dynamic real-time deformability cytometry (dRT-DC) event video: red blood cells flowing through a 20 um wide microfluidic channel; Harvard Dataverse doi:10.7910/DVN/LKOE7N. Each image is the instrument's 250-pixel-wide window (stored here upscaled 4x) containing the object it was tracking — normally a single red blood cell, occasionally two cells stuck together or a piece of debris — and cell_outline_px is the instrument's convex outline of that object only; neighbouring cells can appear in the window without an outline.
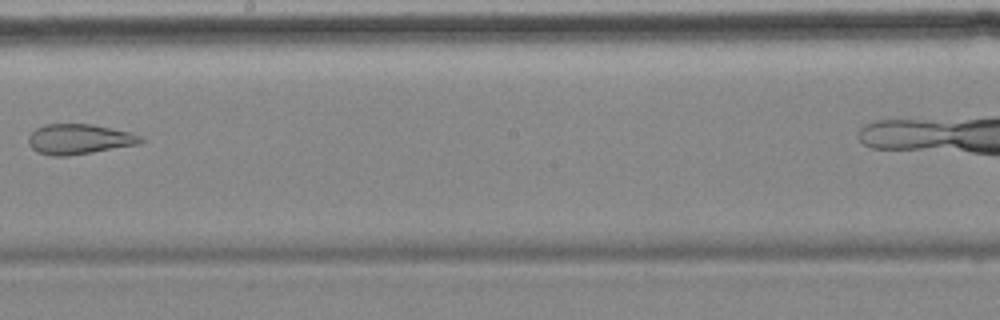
{"species": "common noctule bat (a hibernating species)", "species_latin": "Nyctalus noctula", "temperature_condition": "cold", "stored_images_in_passage": 9, "camera_frame_rate_fps": 3000, "um_per_image_px": 0.085, "animal": {"sex": "female", "body_mass_g": 18.4}, "frame": {"image": 1, "passage_image": 7, "time_ms": 7.333, "image_size_px": [1000, 320], "cell_outline_px": [[144, 140], [140, 144], [92, 152], [64, 156], [52, 156], [36, 152], [28, 144], [28, 136], [36, 128], [44, 124], [92, 124], [132, 132], [144, 136]], "centroid_in_image_um": [6.75, 11.82], "position_along_channel_um": 241.5, "area_um2": 19.94}}